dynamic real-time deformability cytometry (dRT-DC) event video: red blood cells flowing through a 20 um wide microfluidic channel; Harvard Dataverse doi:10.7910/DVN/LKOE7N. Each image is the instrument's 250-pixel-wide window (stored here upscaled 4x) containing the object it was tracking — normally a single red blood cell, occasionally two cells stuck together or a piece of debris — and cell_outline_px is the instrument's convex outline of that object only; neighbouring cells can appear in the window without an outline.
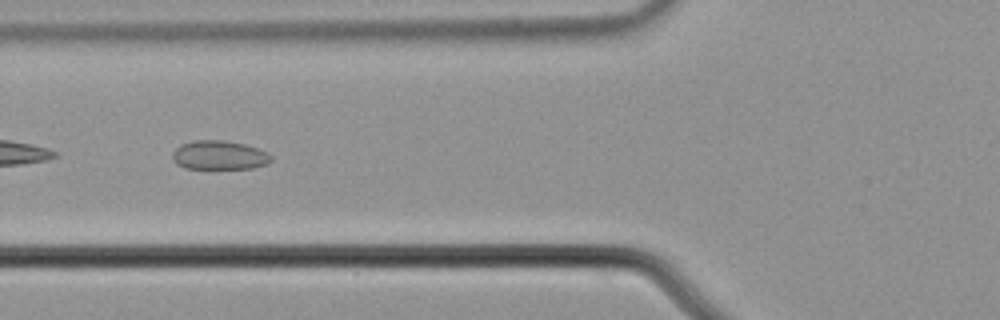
{"species": "common noctule bat (a hibernating species)", "species_latin": "Nyctalus noctula", "temperature_condition": "cold", "stored_images_in_passage": 57, "camera_frame_rate_fps": 3000, "um_per_image_px": 0.085, "animal": {"sex": "male", "body_mass_g": 21.5, "forearm_length_mm": 52.0}, "frame": {"image": 1, "passage_image": 23, "time_ms": 7.333, "image_size_px": [1000, 320], "cell_outline_px": [[272, 160], [268, 164], [252, 168], [184, 168], [176, 164], [172, 160], [172, 152], [180, 144], [192, 140], [224, 140], [244, 144], [268, 152], [272, 156]], "centroid_in_image_um": [18.62, 13.18], "position_along_channel_um": 107.2, "area_um2": 16.82}}
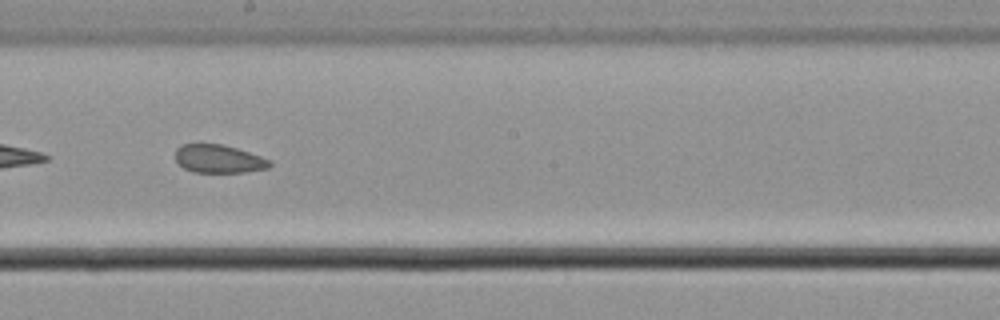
{"frame": {"image": 2, "passage_image": 33, "time_ms": 10.667, "image_size_px": [1000, 320], "cell_outline_px": [[272, 164], [268, 168], [244, 172], [192, 172], [184, 168], [176, 160], [176, 148], [180, 144], [220, 144], [236, 148], [272, 160]], "centroid_in_image_um": [18.59, 13.5], "position_along_channel_um": 229.6, "area_um2": 15.43}}
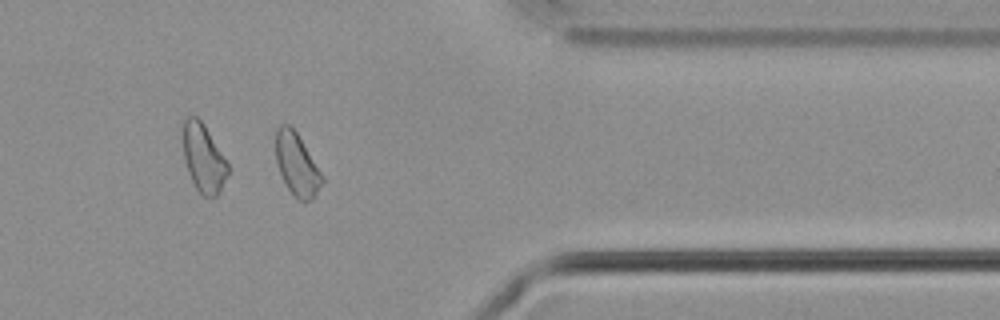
{"frame": {"image": 3, "passage_image": 47, "time_ms": 15.333, "image_size_px": [1000, 320], "cell_outline_px": [[324, 180], [312, 200], [300, 200], [288, 188], [280, 172], [276, 160], [276, 128], [280, 124], [288, 124], [296, 132], [324, 176]], "centroid_in_image_um": [25.24, 13.96], "position_along_channel_um": 386.2, "area_um2": 16.47}, "authors_computed_cell_mechanics": {"area_um2": 17.6868, "velocity_mm_per_s": 3.6762, "shape_relaxation_time_tau1_ms": null, "shape_relaxation_time_tau2_ms": 5.8096, "deformation_change_tau1": null, "deformation_change_tau2": 0.1252}}